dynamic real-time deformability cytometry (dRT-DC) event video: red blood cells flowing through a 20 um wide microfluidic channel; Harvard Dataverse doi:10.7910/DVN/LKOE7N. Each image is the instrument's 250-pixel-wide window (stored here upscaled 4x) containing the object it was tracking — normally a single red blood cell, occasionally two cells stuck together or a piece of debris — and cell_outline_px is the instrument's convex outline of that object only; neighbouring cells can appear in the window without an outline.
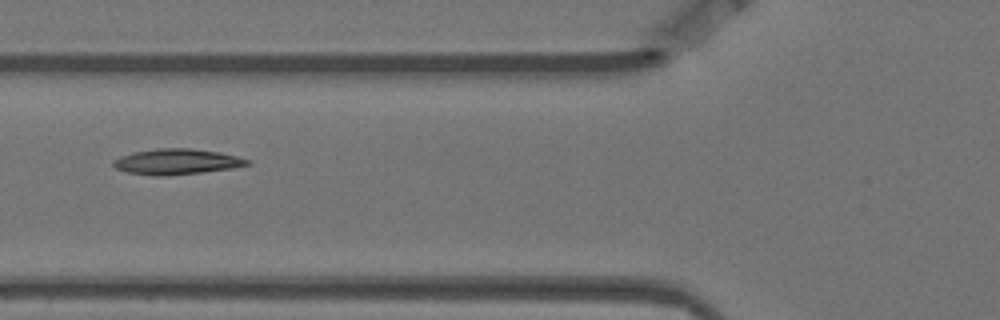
{"species": "Egyptian fruit bat (a non-hibernating species)", "species_latin": "Rousettus aegyptiacus", "temperature_condition": "warm", "stored_images_in_passage": 6, "camera_frame_rate_fps": 3000, "um_per_image_px": 0.085, "animal": {"sex": "female"}, "frame": {"image": 1, "passage_image": 6, "time_ms": 1.667, "image_size_px": [1000, 320], "cell_outline_px": [[252, 164], [232, 168], [168, 176], [152, 176], [128, 172], [116, 168], [112, 164], [112, 160], [120, 156], [132, 152], [156, 148], [192, 148], [220, 152], [252, 160]], "centroid_in_image_um": [15.02, 13.74], "position_along_channel_um": 110.8, "area_um2": 20.17}}